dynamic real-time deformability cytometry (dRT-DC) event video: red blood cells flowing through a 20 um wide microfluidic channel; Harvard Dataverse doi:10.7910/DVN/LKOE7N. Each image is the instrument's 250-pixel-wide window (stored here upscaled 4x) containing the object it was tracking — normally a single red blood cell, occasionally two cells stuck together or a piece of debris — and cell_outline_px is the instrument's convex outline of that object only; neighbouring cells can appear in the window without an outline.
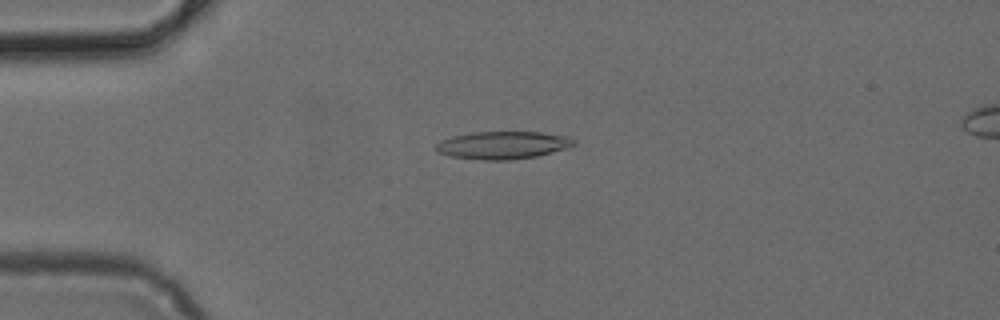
{"species": "common noctule bat (a hibernating species)", "species_latin": "Nyctalus noctula", "temperature_condition": "cold", "stored_images_in_passage": 3, "camera_frame_rate_fps": 3000, "um_per_image_px": 0.085, "animal": {"sex": "female", "body_mass_g": 24.6, "forearm_length_mm": 56.2}, "frame": {"image": 1, "passage_image": 1, "time_ms": 0.0, "image_size_px": [1000, 320], "cell_outline_px": [[576, 144], [552, 152], [536, 156], [508, 160], [480, 160], [452, 156], [440, 152], [436, 148], [436, 144], [440, 140], [452, 136], [472, 132], [540, 132], [568, 136], [576, 140]], "centroid_in_image_um": [42.74, 12.33], "position_along_channel_um": 42.3, "area_um2": 22.08}}
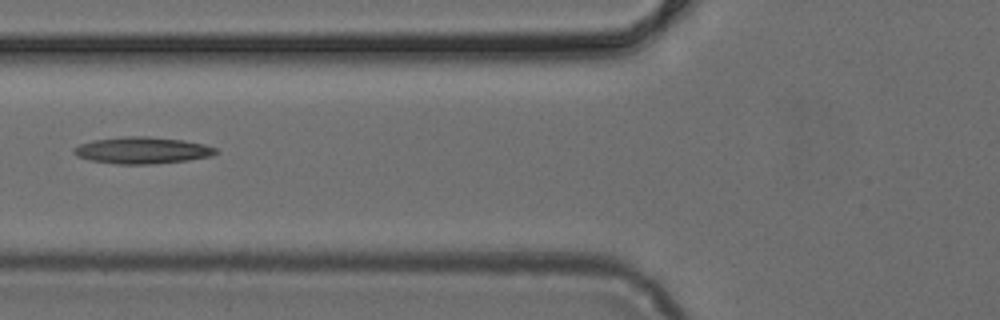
{"frame": {"image": 2, "passage_image": 3, "time_ms": 0.667, "image_size_px": [1000, 320], "cell_outline_px": [[220, 152], [212, 156], [188, 160], [152, 164], [116, 164], [88, 160], [76, 156], [72, 152], [72, 148], [80, 144], [92, 140], [124, 136], [148, 136], [184, 140], [204, 144], [216, 148]], "centroid_in_image_um": [12.07, 12.78], "position_along_channel_um": 113.7, "area_um2": 22.37}}